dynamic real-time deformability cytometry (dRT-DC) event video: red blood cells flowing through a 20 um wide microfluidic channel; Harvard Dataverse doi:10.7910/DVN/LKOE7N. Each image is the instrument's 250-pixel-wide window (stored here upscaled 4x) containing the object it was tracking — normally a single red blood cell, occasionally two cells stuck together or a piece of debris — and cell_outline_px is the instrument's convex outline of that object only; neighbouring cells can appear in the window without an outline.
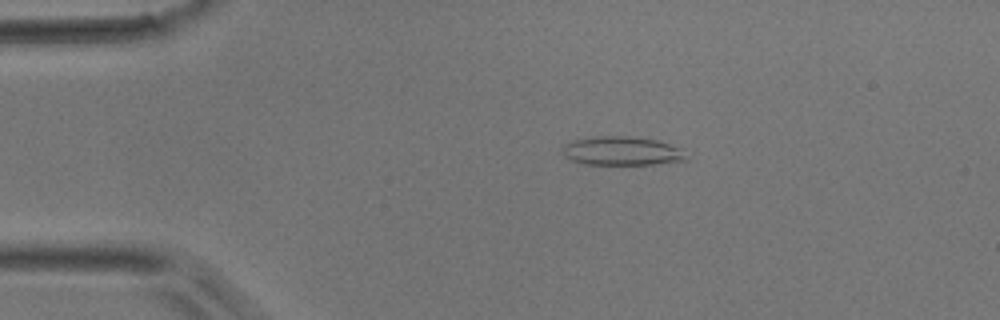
{"species": "common noctule bat (a hibernating species)", "species_latin": "Nyctalus noctula", "temperature_condition": "room temperature", "stored_images_in_passage": 40, "camera_frame_rate_fps": 3000, "um_per_image_px": 0.085, "animal": {"sex": "male", "body_mass_g": 17.9}, "frame": {"image": 1, "passage_image": 3, "time_ms": 0.667, "image_size_px": [1000, 320], "cell_outline_px": [[688, 160], [656, 164], [584, 164], [572, 160], [564, 156], [560, 152], [560, 148], [564, 144], [576, 140], [596, 136], [628, 136], [656, 140], [684, 148]], "centroid_in_image_um": [52.88, 12.83], "position_along_channel_um": 32.1, "area_um2": 20.98}}
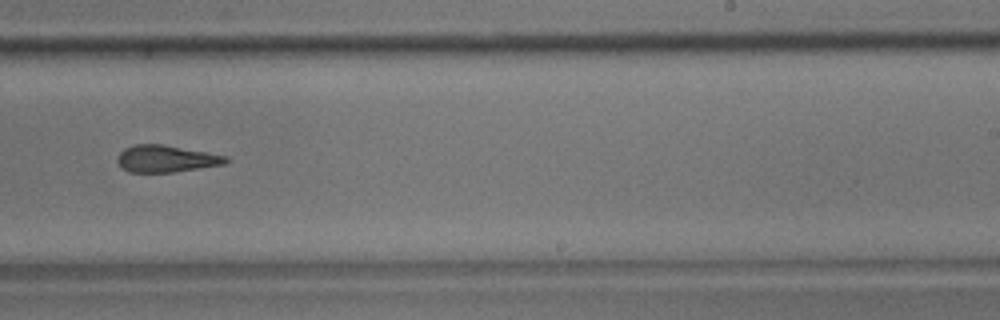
{"frame": {"image": 2, "passage_image": 23, "time_ms": 7.333, "image_size_px": [1000, 320], "cell_outline_px": [[228, 160], [224, 164], [172, 172], [128, 172], [120, 168], [116, 160], [120, 152], [124, 148], [136, 144], [160, 144], [228, 156]], "centroid_in_image_um": [14.05, 13.5], "position_along_channel_um": 274.9, "area_um2": 16.88}}
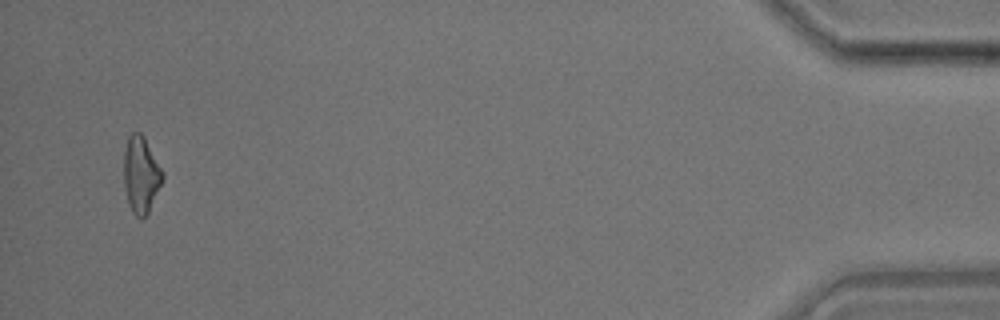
{"frame": {"image": 3, "passage_image": 39, "time_ms": 12.667, "image_size_px": [1000, 320], "cell_outline_px": [[164, 180], [148, 212], [140, 220], [132, 212], [128, 204], [124, 184], [124, 152], [128, 136], [132, 132], [140, 132], [144, 136], [164, 172]], "centroid_in_image_um": [11.99, 14.84], "position_along_channel_um": 423.2, "area_um2": 17.46}}